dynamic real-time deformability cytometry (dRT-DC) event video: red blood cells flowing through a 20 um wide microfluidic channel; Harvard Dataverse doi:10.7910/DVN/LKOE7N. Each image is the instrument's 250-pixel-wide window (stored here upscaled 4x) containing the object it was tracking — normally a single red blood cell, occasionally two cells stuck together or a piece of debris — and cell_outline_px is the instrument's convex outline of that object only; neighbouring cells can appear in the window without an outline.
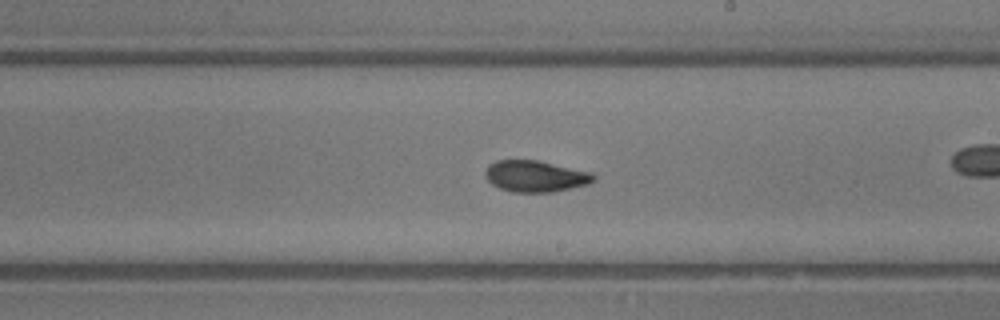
{"species": "common noctule bat (a hibernating species)", "species_latin": "Nyctalus noctula", "temperature_condition": "room temperature", "stored_images_in_passage": 47, "camera_frame_rate_fps": 3000, "um_per_image_px": 0.085, "animal": {"sex": "male", "body_mass_g": 13.3}, "frame": {"image": 1, "passage_image": 27, "time_ms": 8.667, "image_size_px": [1000, 320], "cell_outline_px": [[596, 180], [588, 184], [552, 192], [512, 192], [500, 188], [492, 184], [484, 176], [484, 172], [488, 164], [496, 160], [536, 160], [592, 172], [596, 176]], "centroid_in_image_um": [45.5, 14.97], "position_along_channel_um": 243.5, "area_um2": 19.88}, "authors_computed_cell_mechanics": {"area_um2": 19.7098, "velocity_mm_per_s": 4.4909, "shape_relaxation_time_tau1_ms": 4.1917, "shape_relaxation_time_tau2_ms": 2.481, "deformation_change_tau1": 0.1255, "deformation_change_tau2": 0.0529}}